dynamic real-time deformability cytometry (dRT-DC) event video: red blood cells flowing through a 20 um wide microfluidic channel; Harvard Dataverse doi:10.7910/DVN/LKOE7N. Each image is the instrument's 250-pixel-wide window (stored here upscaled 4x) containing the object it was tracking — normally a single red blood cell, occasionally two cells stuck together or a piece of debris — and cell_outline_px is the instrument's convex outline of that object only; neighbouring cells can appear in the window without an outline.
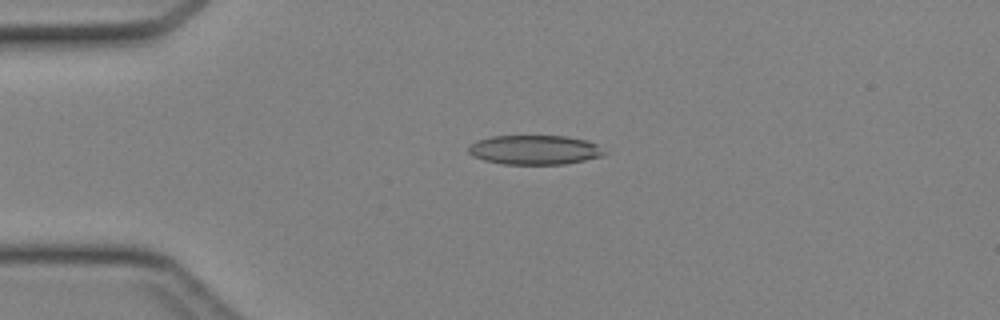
{"species": "Egyptian fruit bat (a non-hibernating species)", "species_latin": "Rousettus aegyptiacus", "temperature_condition": "cold", "stored_images_in_passage": 38, "camera_frame_rate_fps": 3000, "um_per_image_px": 0.085, "animal": {"sex": "female"}, "frame": {"image": 1, "passage_image": 4, "time_ms": 1.0, "image_size_px": [1000, 320], "cell_outline_px": [[612, 152], [604, 156], [564, 164], [500, 164], [484, 160], [472, 156], [468, 152], [468, 144], [476, 140], [492, 136], [568, 136], [588, 140]], "centroid_in_image_um": [45.48, 12.73], "position_along_channel_um": 39.5, "area_um2": 23.76}}
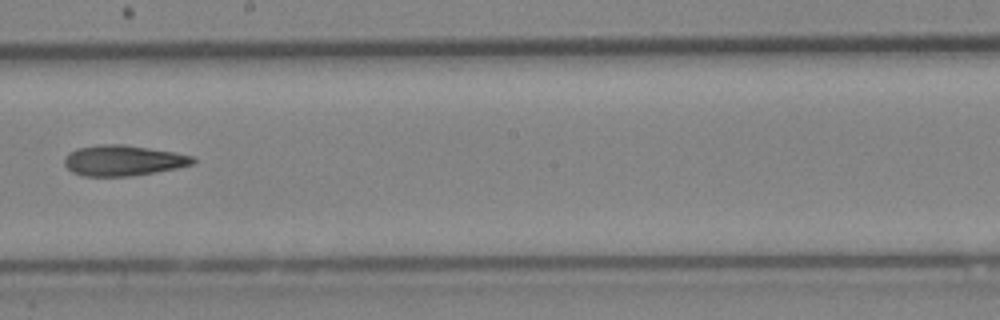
{"frame": {"image": 2, "passage_image": 19, "time_ms": 6.0, "image_size_px": [1000, 320], "cell_outline_px": [[196, 164], [156, 172], [132, 176], [84, 176], [72, 172], [64, 164], [64, 156], [68, 152], [76, 148], [100, 144], [124, 144], [176, 152], [192, 156], [196, 160]], "centroid_in_image_um": [10.47, 13.63], "position_along_channel_um": 237.7, "area_um2": 23.18}}
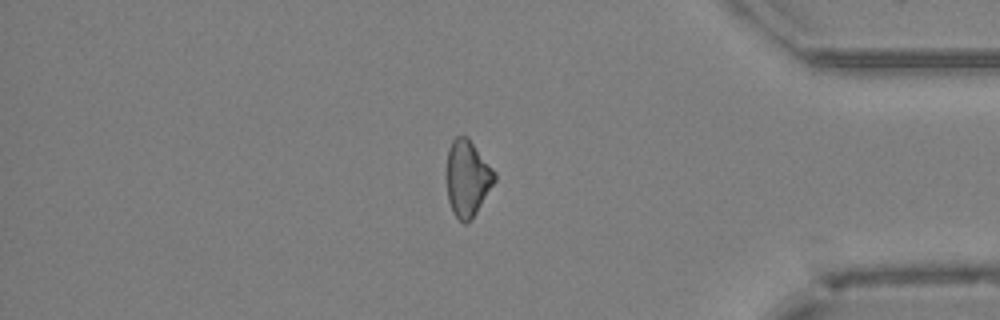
{"frame": {"image": 3, "passage_image": 31, "time_ms": 10.0, "image_size_px": [1000, 320], "cell_outline_px": [[496, 180], [472, 220], [464, 224], [452, 212], [448, 200], [448, 148], [452, 140], [456, 136], [468, 136], [496, 172]], "centroid_in_image_um": [39.76, 15.15], "position_along_channel_um": 395.4, "area_um2": 21.27}}